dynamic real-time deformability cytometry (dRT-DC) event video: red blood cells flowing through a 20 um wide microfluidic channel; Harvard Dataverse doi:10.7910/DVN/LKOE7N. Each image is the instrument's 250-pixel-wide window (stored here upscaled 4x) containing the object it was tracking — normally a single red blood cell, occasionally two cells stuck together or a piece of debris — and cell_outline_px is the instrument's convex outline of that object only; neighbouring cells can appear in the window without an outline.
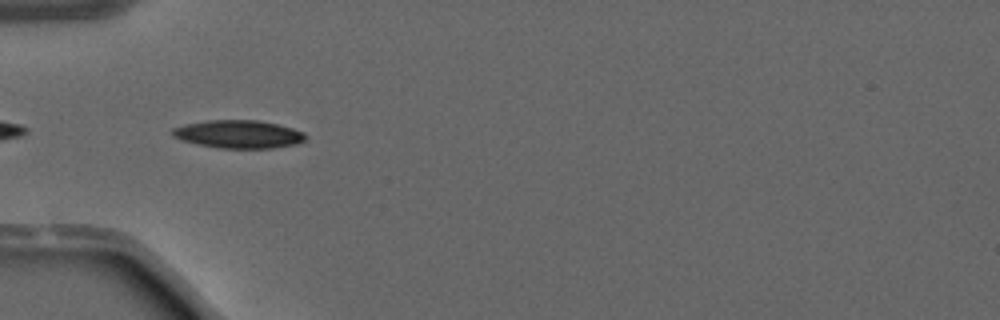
{"species": "common noctule bat (a hibernating species)", "species_latin": "Nyctalus noctula", "temperature_condition": "warm", "stored_images_in_passage": 7, "camera_frame_rate_fps": 3000, "um_per_image_px": 0.085, "animal": {"sex": "male", "forearm_length_mm": 52.5}, "frame": {"image": 1, "passage_image": 2, "time_ms": 0.333, "image_size_px": [1000, 320], "cell_outline_px": [[308, 140], [296, 144], [272, 148], [220, 148], [180, 140], [172, 136], [172, 128], [184, 124], [208, 120], [256, 120], [276, 124], [292, 128], [304, 132]], "centroid_in_image_um": [20.28, 11.4], "position_along_channel_um": 64.7, "area_um2": 21.73}}